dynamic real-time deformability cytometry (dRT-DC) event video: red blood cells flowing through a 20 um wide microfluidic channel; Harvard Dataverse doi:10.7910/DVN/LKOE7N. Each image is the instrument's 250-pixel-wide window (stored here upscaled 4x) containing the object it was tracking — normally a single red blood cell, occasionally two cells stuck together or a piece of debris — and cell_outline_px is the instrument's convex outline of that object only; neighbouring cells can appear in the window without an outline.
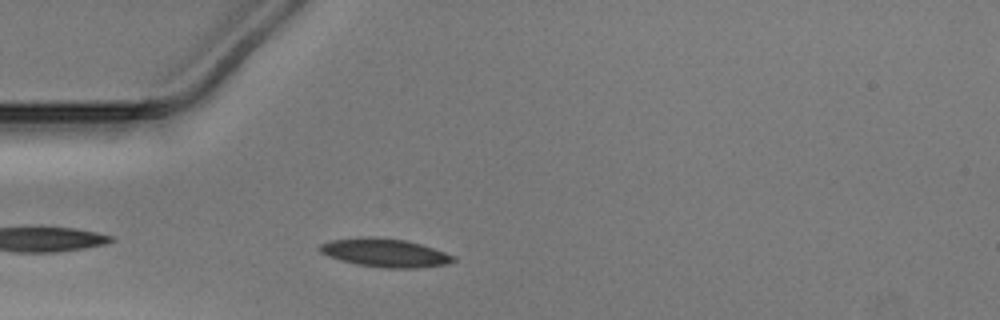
{"species": "Egyptian fruit bat (a non-hibernating species)", "species_latin": "Rousettus aegyptiacus", "temperature_condition": "warm", "stored_images_in_passage": 27, "camera_frame_rate_fps": 3000, "um_per_image_px": 0.085, "animal": {"sex": "male"}, "frame": {"image": 1, "passage_image": 4, "time_ms": 1.0, "image_size_px": [1000, 320], "cell_outline_px": [[456, 260], [444, 264], [416, 268], [380, 268], [356, 264], [340, 260], [328, 256], [320, 252], [316, 248], [320, 244], [328, 240], [360, 236], [380, 236], [408, 240], [456, 256]], "centroid_in_image_um": [32.65, 21.46], "position_along_channel_um": 52.4, "area_um2": 22.54}}
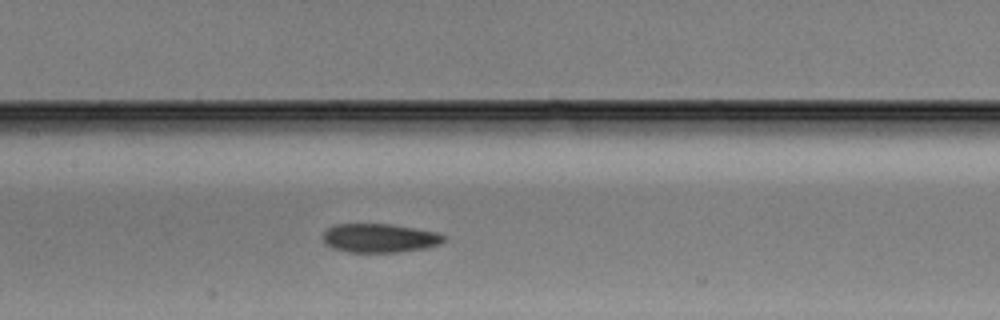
{"frame": {"image": 2, "passage_image": 14, "time_ms": 4.333, "image_size_px": [1000, 320], "cell_outline_px": [[444, 240], [440, 244], [428, 248], [400, 252], [348, 252], [332, 248], [324, 244], [320, 236], [328, 228], [336, 224], [388, 224], [436, 232], [444, 236]], "centroid_in_image_um": [32.21, 20.25], "position_along_channel_um": 175.2, "area_um2": 20.4}}
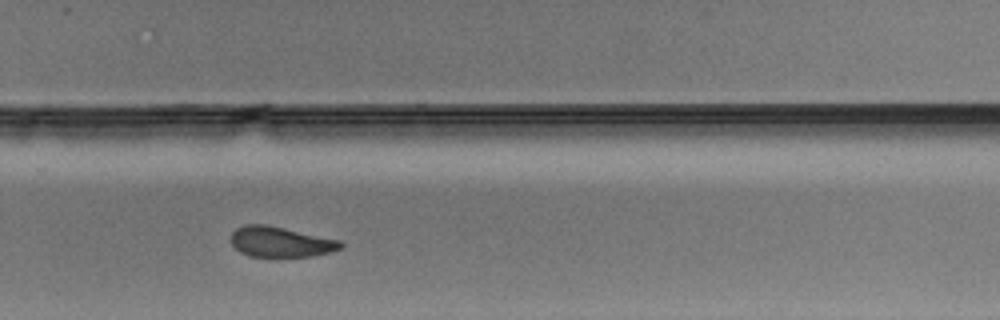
{"frame": {"image": 3, "passage_image": 24, "time_ms": 7.667, "image_size_px": [1000, 320], "cell_outline_px": [[344, 248], [332, 252], [312, 256], [248, 256], [240, 252], [232, 244], [232, 232], [236, 228], [244, 224], [268, 224], [340, 240], [344, 244]], "centroid_in_image_um": [23.88, 20.55], "position_along_channel_um": 305.9, "area_um2": 19.54}}